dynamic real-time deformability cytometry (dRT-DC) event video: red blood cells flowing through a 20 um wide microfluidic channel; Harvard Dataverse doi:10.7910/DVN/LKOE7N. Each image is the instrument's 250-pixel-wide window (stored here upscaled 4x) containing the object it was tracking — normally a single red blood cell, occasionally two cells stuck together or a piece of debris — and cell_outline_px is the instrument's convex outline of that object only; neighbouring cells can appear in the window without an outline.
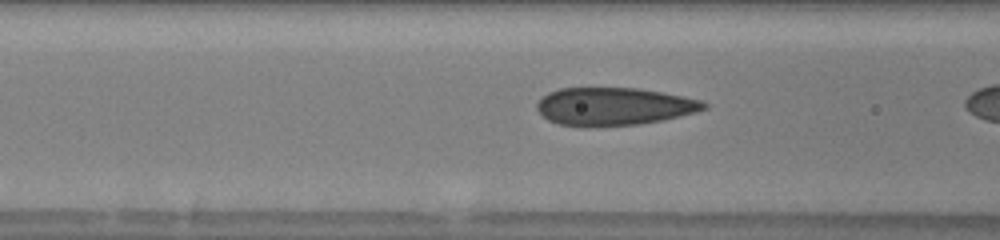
{"species": "human", "species_latin": "Homo sapiens", "temperature_condition": "warm", "stored_images_in_passage": 25, "camera_frame_rate_fps": 3000, "um_per_image_px": 0.085, "donor": {"sex": "male"}, "frame": {"image": 1, "passage_image": 22, "time_ms": 5.0, "image_size_px": [1000, 240], "cell_outline_px": [[708, 108], [696, 112], [660, 120], [640, 124], [592, 128], [580, 128], [560, 124], [548, 120], [536, 108], [536, 104], [548, 92], [560, 88], [636, 88], [684, 96], [700, 100], [708, 104]], "centroid_in_image_um": [52.15, 9.07], "position_along_channel_um": 114.4, "area_um2": 37.05}}